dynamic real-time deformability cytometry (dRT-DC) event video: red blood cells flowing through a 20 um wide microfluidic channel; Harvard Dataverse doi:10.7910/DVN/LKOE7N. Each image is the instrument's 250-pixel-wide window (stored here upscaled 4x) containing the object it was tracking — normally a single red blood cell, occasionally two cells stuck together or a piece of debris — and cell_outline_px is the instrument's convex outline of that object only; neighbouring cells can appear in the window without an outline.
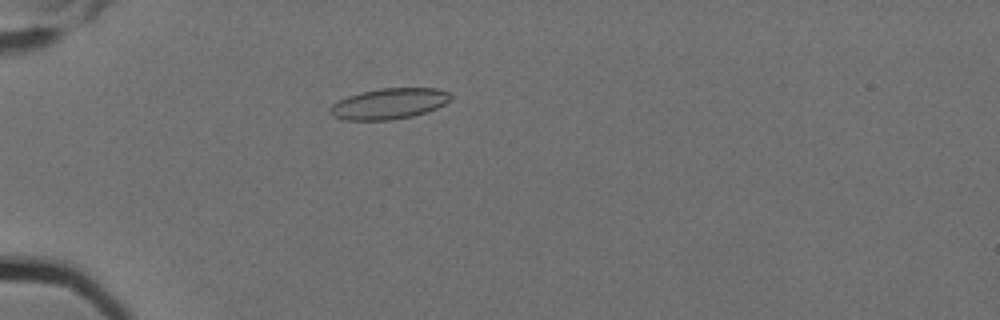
{"species": "Egyptian fruit bat (a non-hibernating species)", "species_latin": "Rousettus aegyptiacus", "temperature_condition": "cold", "stored_images_in_passage": 6, "camera_frame_rate_fps": 3000, "um_per_image_px": 0.085, "animal": {"sex": "female"}, "frame": {"image": 1, "passage_image": 6, "time_ms": 1.667, "image_size_px": [1000, 320], "cell_outline_px": [[452, 100], [428, 112], [412, 116], [392, 120], [344, 120], [332, 116], [328, 112], [328, 108], [332, 104], [348, 96], [360, 92], [380, 88], [436, 88], [448, 92], [452, 96]], "centroid_in_image_um": [33.06, 8.82], "position_along_channel_um": 51.9, "area_um2": 21.85}}